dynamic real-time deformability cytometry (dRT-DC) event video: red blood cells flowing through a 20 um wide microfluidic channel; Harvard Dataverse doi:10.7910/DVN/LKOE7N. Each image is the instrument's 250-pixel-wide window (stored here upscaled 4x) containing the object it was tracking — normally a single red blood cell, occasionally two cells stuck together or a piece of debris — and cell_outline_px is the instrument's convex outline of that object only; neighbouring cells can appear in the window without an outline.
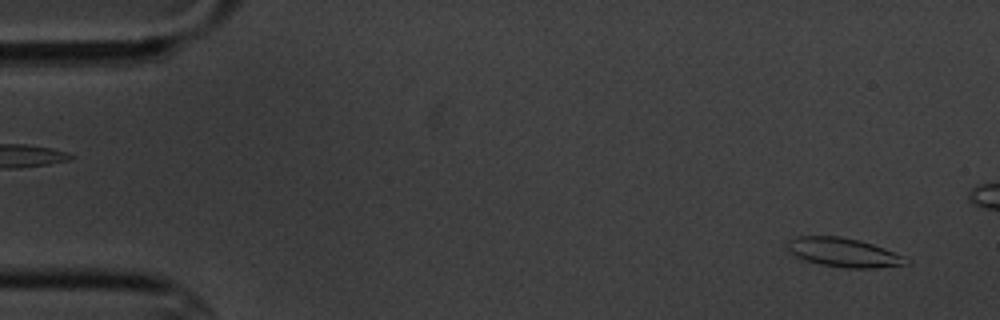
{"species": "common noctule bat (a hibernating species)", "species_latin": "Nyctalus noctula", "temperature_condition": "cold", "stored_images_in_passage": 2, "segment_of_instrument_passage": [2, 2], "camera_frame_rate_fps": 3000, "um_per_image_px": 0.085, "animal": {"sex": "male", "body_mass_g": 20.1, "forearm_length_mm": 53.5}, "frame": {"image": 1, "passage_image": 2, "time_ms": 1.333, "image_size_px": [1000, 320], "cell_outline_px": [[912, 264], [876, 268], [848, 268], [820, 264], [804, 260], [796, 256], [788, 248], [788, 240], [796, 236], [840, 236], [860, 240], [884, 248], [904, 256], [912, 260]], "centroid_in_image_um": [71.78, 21.46], "position_along_channel_um": 13.2, "area_um2": 20.17}}